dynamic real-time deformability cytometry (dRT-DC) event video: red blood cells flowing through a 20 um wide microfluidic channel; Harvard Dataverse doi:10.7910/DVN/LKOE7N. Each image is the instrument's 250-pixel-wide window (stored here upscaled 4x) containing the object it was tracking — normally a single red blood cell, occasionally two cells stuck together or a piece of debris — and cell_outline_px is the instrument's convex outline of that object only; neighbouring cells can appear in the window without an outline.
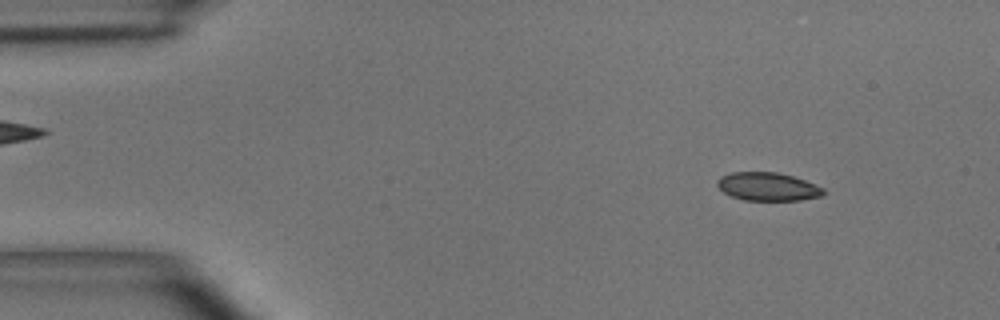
{"species": "common noctule bat (a hibernating species)", "species_latin": "Nyctalus noctula", "temperature_condition": "room temperature", "stored_images_in_passage": 50, "camera_frame_rate_fps": 3000, "um_per_image_px": 0.085, "animal": {"sex": "male", "body_mass_g": 15.6}, "frame": {"image": 1, "passage_image": 5, "time_ms": 1.333, "image_size_px": [1000, 320], "cell_outline_px": [[824, 192], [820, 196], [800, 200], [744, 200], [732, 196], [724, 192], [716, 184], [716, 180], [720, 176], [732, 172], [776, 172], [792, 176], [804, 180], [824, 188]], "centroid_in_image_um": [65.22, 15.86], "position_along_channel_um": 19.8, "area_um2": 17.34}}
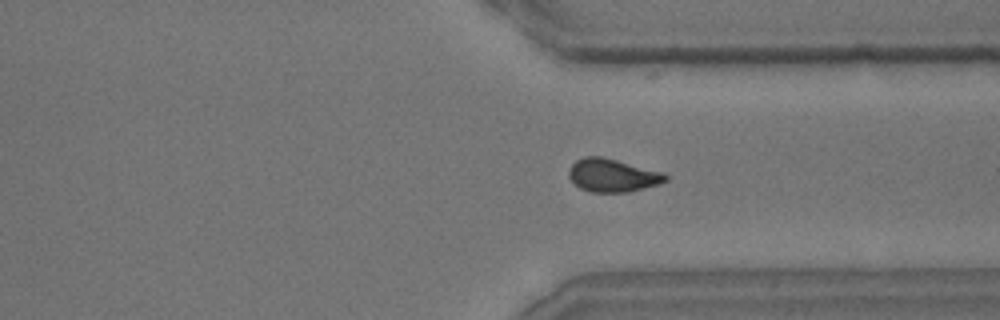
{"frame": {"image": 2, "passage_image": 37, "time_ms": 12.0, "image_size_px": [1000, 320], "cell_outline_px": [[668, 180], [660, 184], [628, 192], [592, 192], [580, 188], [568, 176], [568, 172], [572, 164], [576, 160], [584, 156], [600, 156], [664, 172], [668, 176]], "centroid_in_image_um": [52.08, 14.9], "position_along_channel_um": 359.3, "area_um2": 18.61}}
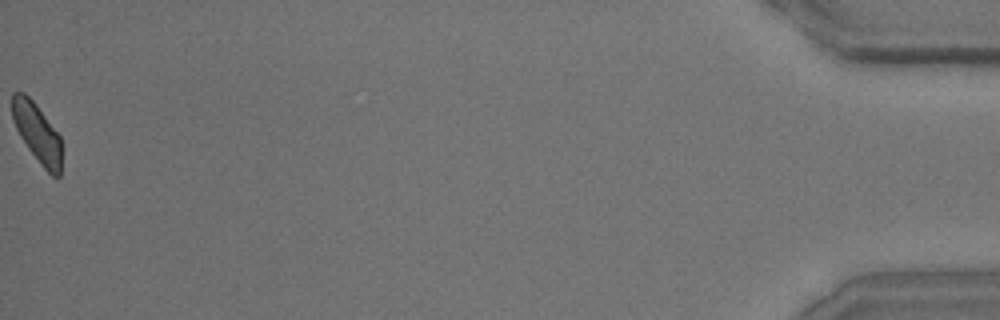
{"frame": {"image": 3, "passage_image": 50, "time_ms": 16.333, "image_size_px": [1000, 320], "cell_outline_px": [[64, 148], [60, 176], [52, 176], [40, 164], [28, 148], [20, 136], [12, 120], [12, 92], [24, 92], [36, 104], [60, 136]], "centroid_in_image_um": [3.2, 11.33], "position_along_channel_um": 432.0, "area_um2": 17.34}, "authors_computed_cell_mechanics": {"area_um2": 18.2648, "velocity_mm_per_s": 3.9404, "shape_relaxation_time_tau1_ms": 3.4233, "shape_relaxation_time_tau2_ms": 1.5685, "deformation_change_tau1": 0.1238, "deformation_change_tau2": 0.0502}}